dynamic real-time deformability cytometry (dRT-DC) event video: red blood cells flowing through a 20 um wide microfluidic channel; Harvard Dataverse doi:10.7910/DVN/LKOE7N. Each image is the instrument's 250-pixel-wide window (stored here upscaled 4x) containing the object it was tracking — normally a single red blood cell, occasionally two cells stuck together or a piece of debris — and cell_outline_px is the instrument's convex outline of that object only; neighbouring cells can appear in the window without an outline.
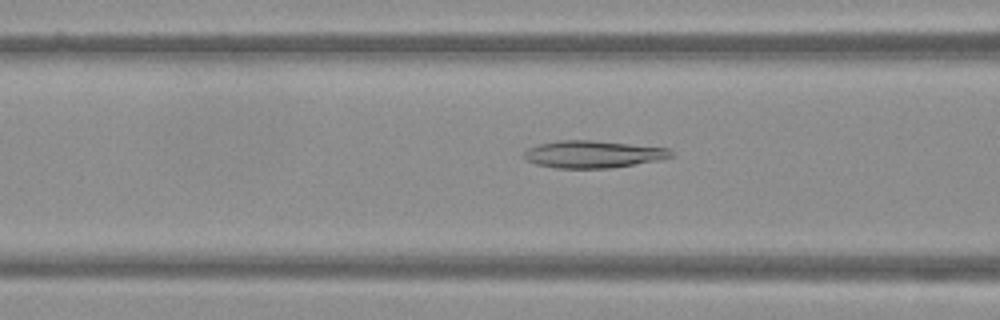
{"species": "Egyptian fruit bat (a non-hibernating species)", "species_latin": "Rousettus aegyptiacus", "temperature_condition": "warm", "stored_images_in_passage": 50, "camera_frame_rate_fps": 3000, "um_per_image_px": 0.085, "frame": {"image": 1, "passage_image": 20, "time_ms": 6.333, "image_size_px": [1000, 320], "cell_outline_px": [[676, 156], [660, 160], [608, 168], [556, 168], [536, 164], [528, 160], [524, 156], [524, 152], [528, 148], [540, 144], [560, 140], [592, 140], [668, 148]], "centroid_in_image_um": [50.44, 13.11], "position_along_channel_um": 116.2, "area_um2": 23.18}}
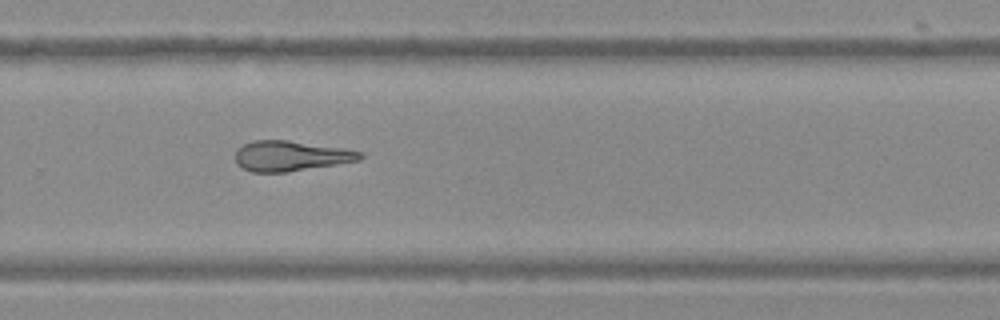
{"frame": {"image": 2, "passage_image": 34, "time_ms": 11.0, "image_size_px": [1000, 320], "cell_outline_px": [[364, 156], [360, 160], [288, 172], [252, 172], [236, 164], [236, 148], [252, 140], [288, 140], [344, 148], [360, 152]], "centroid_in_image_um": [24.69, 13.25], "position_along_channel_um": 305.1, "area_um2": 21.96}}
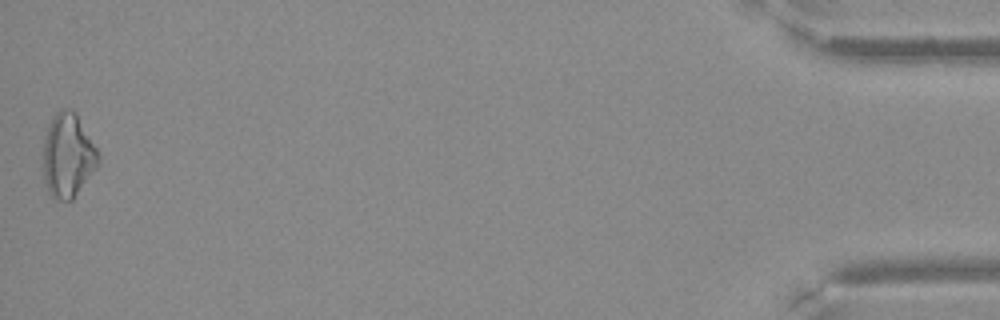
{"frame": {"image": 3, "passage_image": 50, "time_ms": 16.333, "image_size_px": [1000, 320], "cell_outline_px": [[100, 164], [72, 200], [52, 200], [44, 184], [44, 136], [48, 124], [52, 116], [60, 108], [72, 108], [76, 112], [96, 148], [100, 156]], "centroid_in_image_um": [5.77, 13.21], "position_along_channel_um": 429.4, "area_um2": 27.4}}